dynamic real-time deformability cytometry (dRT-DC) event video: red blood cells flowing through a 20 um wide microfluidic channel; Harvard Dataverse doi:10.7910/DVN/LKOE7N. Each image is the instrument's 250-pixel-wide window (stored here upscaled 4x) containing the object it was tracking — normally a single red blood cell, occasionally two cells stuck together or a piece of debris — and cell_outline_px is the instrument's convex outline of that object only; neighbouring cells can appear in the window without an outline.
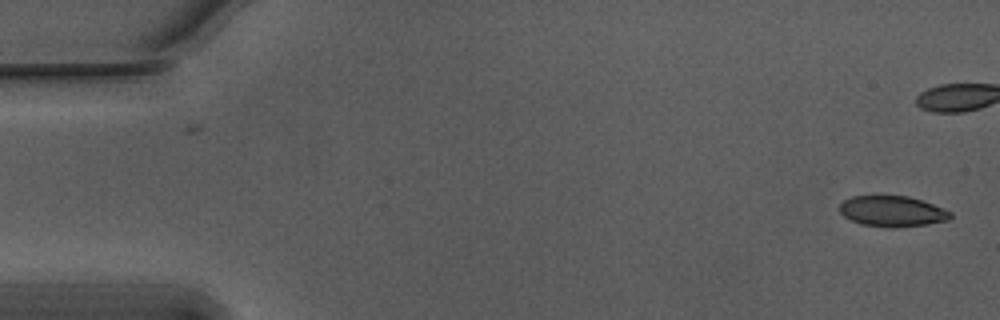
{"species": "Egyptian fruit bat (a non-hibernating species)", "species_latin": "Rousettus aegyptiacus", "temperature_condition": "warm", "stored_images_in_passage": 55, "camera_frame_rate_fps": 3000, "um_per_image_px": 0.085, "animal": {"sex": "male"}, "frame": {"image": 1, "passage_image": 1, "time_ms": 0.0, "image_size_px": [1000, 320], "cell_outline_px": [[952, 216], [948, 220], [928, 224], [896, 228], [892, 228], [860, 224], [844, 216], [840, 212], [840, 204], [844, 200], [852, 196], [908, 196], [924, 200], [952, 212]], "centroid_in_image_um": [75.87, 17.96], "position_along_channel_um": 9.1, "area_um2": 19.94}}
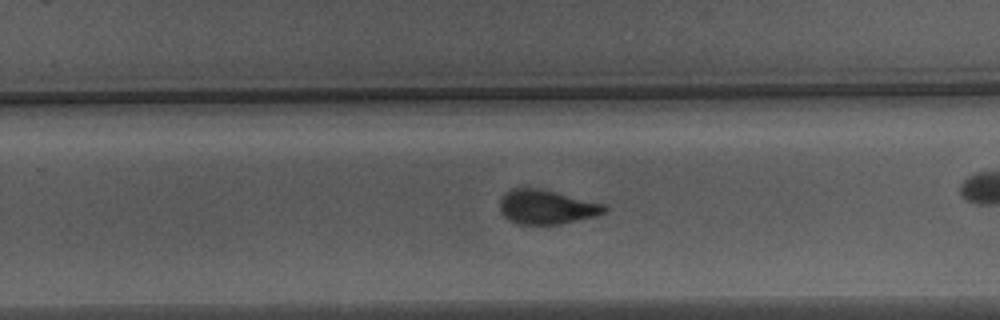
{"frame": {"image": 2, "passage_image": 34, "time_ms": 11.0, "image_size_px": [1000, 320], "cell_outline_px": [[608, 208], [604, 212], [596, 216], [560, 224], [516, 224], [508, 220], [500, 212], [500, 200], [504, 192], [512, 188], [544, 188], [604, 204]], "centroid_in_image_um": [46.43, 17.58], "position_along_channel_um": 283.4, "area_um2": 21.15}}
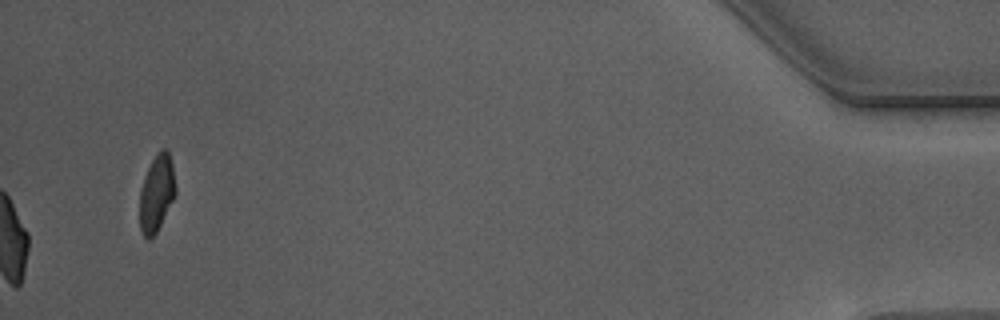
{"frame": {"image": 3, "passage_image": 55, "time_ms": 18.0, "image_size_px": [1000, 320], "cell_outline_px": [[176, 196], [156, 232], [148, 240], [144, 236], [140, 228], [140, 188], [144, 176], [156, 152], [160, 148], [164, 148], [168, 152], [172, 164], [176, 188]], "centroid_in_image_um": [13.32, 16.4], "position_along_channel_um": 421.9, "area_um2": 16.07}, "authors_computed_cell_mechanics": {"area_um2": 21.5016, "velocity_mm_per_s": 3.7541, "shape_relaxation_time_tau1_ms": 5.9992, "shape_relaxation_time_tau2_ms": 1.1306, "deformation_change_tau1": 0.1761, "deformation_change_tau2": 0.0642}}